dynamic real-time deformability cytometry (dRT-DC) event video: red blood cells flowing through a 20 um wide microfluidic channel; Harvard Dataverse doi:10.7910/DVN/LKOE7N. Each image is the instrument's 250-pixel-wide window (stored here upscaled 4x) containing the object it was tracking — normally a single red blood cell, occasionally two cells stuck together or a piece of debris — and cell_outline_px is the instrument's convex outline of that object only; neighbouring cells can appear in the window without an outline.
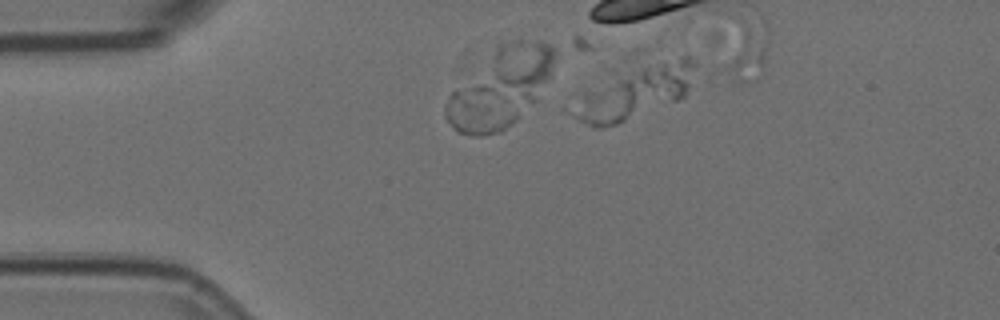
{"species": "Egyptian fruit bat (a non-hibernating species)", "species_latin": "Rousettus aegyptiacus", "temperature_condition": "room temperature", "stored_images_in_passage": 5, "camera_frame_rate_fps": 3000, "um_per_image_px": 0.085, "animal": {"sex": "female"}, "frame": {"image": 1, "passage_image": 1, "time_ms": 0.0, "image_size_px": [1000, 320], "cell_outline_px": [[696, 60], [688, 88], [684, 96], [676, 100], [616, 124], [604, 128], [596, 128], [572, 116], [564, 108], [584, 92], [644, 68], [684, 56], [688, 56]], "centroid_in_image_um": [53.87, 7.96], "position_along_channel_um": 31.1, "area_um2": 35.08}}